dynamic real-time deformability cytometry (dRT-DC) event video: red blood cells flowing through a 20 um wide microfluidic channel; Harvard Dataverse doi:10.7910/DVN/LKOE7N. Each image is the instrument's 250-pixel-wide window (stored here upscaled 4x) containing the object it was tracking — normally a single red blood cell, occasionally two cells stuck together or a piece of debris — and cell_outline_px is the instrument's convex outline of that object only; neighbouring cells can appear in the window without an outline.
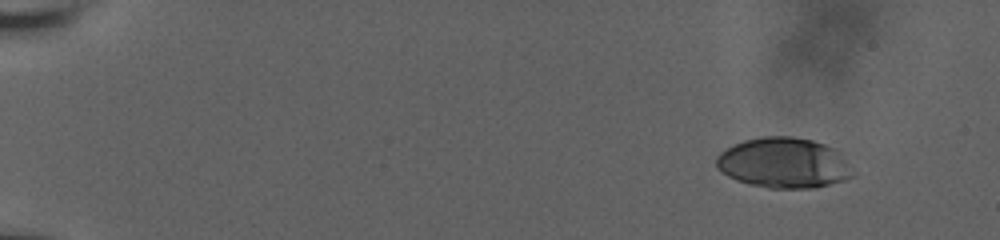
{"species": "human", "species_latin": "Homo sapiens", "temperature_condition": "room temperature", "stored_images_in_passage": 25, "camera_frame_rate_fps": 3000, "um_per_image_px": 0.085, "donor": {"sex": "male"}, "frame": {"image": 1, "passage_image": 1, "time_ms": 0.0, "image_size_px": [1000, 240], "cell_outline_px": [[852, 176], [844, 180], [816, 188], [768, 188], [748, 184], [736, 180], [728, 176], [716, 168], [716, 156], [720, 152], [744, 140], [764, 136], [792, 136], [812, 140], [836, 148], [840, 152]], "centroid_in_image_um": [66.57, 13.85], "position_along_channel_um": 18.4, "area_um2": 39.88}}
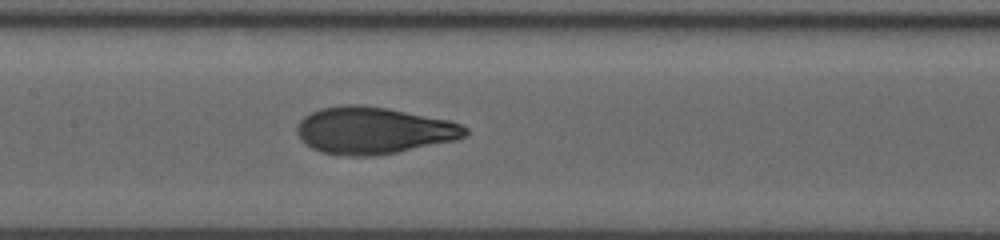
{"frame": {"image": 2, "passage_image": 15, "time_ms": 8.333, "image_size_px": [1000, 240], "cell_outline_px": [[468, 136], [456, 140], [396, 152], [372, 156], [348, 156], [320, 152], [304, 144], [300, 140], [296, 132], [296, 128], [300, 120], [304, 116], [320, 108], [344, 104], [360, 104], [388, 108], [448, 120], [460, 124], [468, 128]], "centroid_in_image_um": [31.72, 11.08], "position_along_channel_um": 175.7, "area_um2": 46.24}}
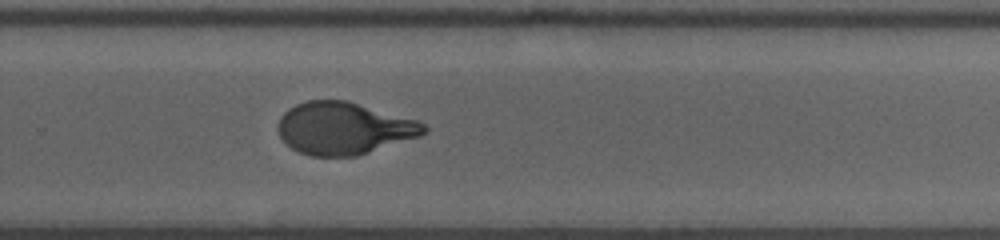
{"frame": {"image": 3, "passage_image": 25, "time_ms": 11.667, "image_size_px": [1000, 240], "cell_outline_px": [[428, 128], [420, 136], [356, 156], [312, 156], [300, 152], [292, 148], [280, 136], [280, 116], [288, 108], [296, 104], [308, 100], [348, 100], [416, 120], [424, 124]], "centroid_in_image_um": [29.23, 10.89], "position_along_channel_um": 300.6, "area_um2": 43.99}}